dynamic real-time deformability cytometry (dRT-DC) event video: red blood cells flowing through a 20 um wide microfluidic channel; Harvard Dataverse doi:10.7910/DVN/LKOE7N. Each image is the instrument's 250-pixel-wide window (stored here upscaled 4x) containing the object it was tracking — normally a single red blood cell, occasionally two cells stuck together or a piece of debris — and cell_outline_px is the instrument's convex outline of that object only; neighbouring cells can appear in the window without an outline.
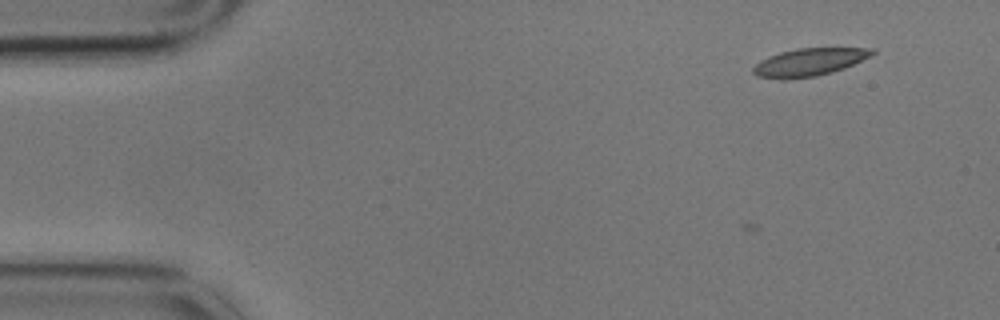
{"species": "common noctule bat (a hibernating species)", "species_latin": "Nyctalus noctula", "temperature_condition": "cold", "stored_images_in_passage": 5, "camera_frame_rate_fps": 3000, "um_per_image_px": 0.085, "animal": {"sex": "male", "body_mass_g": 17.9}, "frame": {"image": 1, "passage_image": 1, "time_ms": 0.0, "image_size_px": [1000, 320], "cell_outline_px": [[876, 52], [872, 56], [844, 68], [832, 72], [816, 76], [784, 80], [780, 80], [756, 76], [752, 72], [752, 68], [760, 60], [768, 56], [780, 52], [796, 48], [876, 48]], "centroid_in_image_um": [68.77, 5.29], "position_along_channel_um": 16.2, "area_um2": 19.48}}